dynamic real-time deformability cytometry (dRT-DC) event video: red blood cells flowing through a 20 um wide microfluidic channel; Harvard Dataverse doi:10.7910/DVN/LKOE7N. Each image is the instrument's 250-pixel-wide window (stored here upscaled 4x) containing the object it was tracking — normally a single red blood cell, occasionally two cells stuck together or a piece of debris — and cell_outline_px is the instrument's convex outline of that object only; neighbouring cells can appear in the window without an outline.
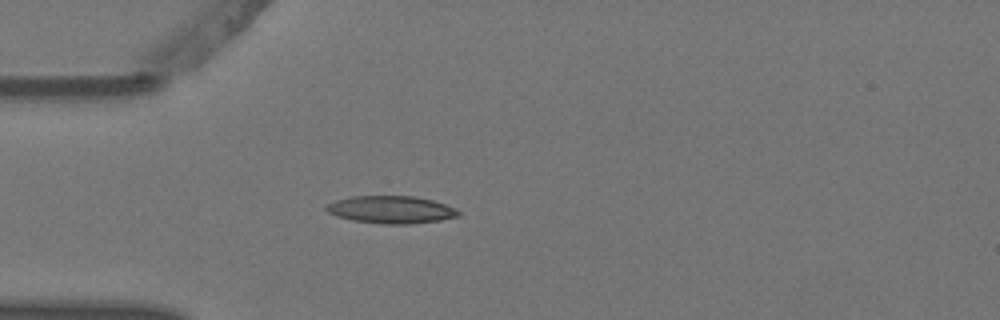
{"species": "Egyptian fruit bat (a non-hibernating species)", "species_latin": "Rousettus aegyptiacus", "temperature_condition": "warm", "stored_images_in_passage": 3, "camera_frame_rate_fps": 3000, "um_per_image_px": 0.085, "animal": {"sex": "female"}, "frame": {"image": 1, "passage_image": 3, "time_ms": 0.667, "image_size_px": [1000, 320], "cell_outline_px": [[460, 216], [440, 220], [412, 224], [384, 224], [352, 220], [336, 216], [328, 212], [324, 208], [328, 204], [336, 200], [352, 196], [416, 196], [432, 200], [456, 208], [460, 212]], "centroid_in_image_um": [33.26, 17.82], "position_along_channel_um": 51.7, "area_um2": 21.21}}